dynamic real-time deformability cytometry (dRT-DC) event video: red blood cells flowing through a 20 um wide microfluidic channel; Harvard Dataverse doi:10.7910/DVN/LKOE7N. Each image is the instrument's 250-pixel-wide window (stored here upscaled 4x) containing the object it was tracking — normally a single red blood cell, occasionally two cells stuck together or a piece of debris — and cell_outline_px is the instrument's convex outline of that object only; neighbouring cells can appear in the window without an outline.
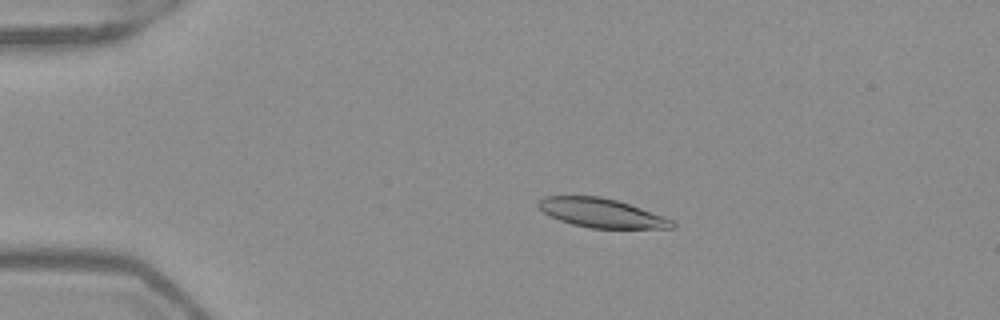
{"species": "Egyptian fruit bat (a non-hibernating species)", "species_latin": "Rousettus aegyptiacus", "temperature_condition": "warm", "stored_images_in_passage": 53, "camera_frame_rate_fps": 3000, "um_per_image_px": 0.085, "frame": {"image": 1, "passage_image": 12, "time_ms": 3.667, "image_size_px": [1000, 320], "cell_outline_px": [[676, 228], [588, 228], [572, 224], [560, 220], [544, 212], [536, 204], [544, 196], [600, 196], [616, 200], [640, 208], [672, 220], [676, 224]], "centroid_in_image_um": [51.11, 18.1], "position_along_channel_um": 33.9, "area_um2": 22.31}}
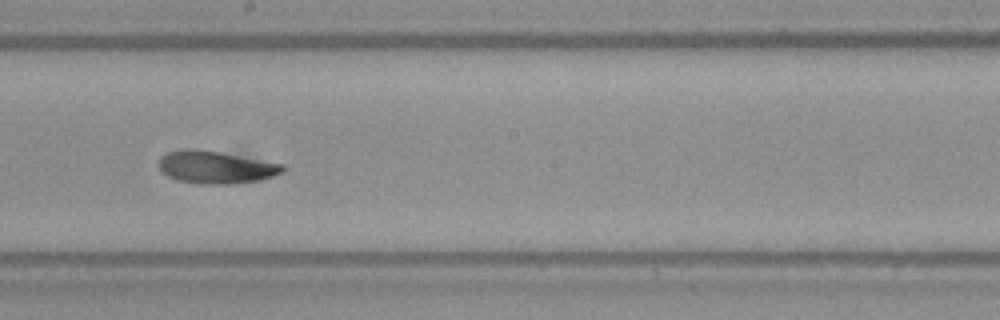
{"frame": {"image": 2, "passage_image": 31, "time_ms": 10.0, "image_size_px": [1000, 320], "cell_outline_px": [[288, 168], [284, 172], [272, 176], [256, 180], [228, 184], [196, 184], [176, 180], [168, 176], [160, 168], [160, 156], [168, 152], [184, 148], [188, 148], [220, 152], [284, 164]], "centroid_in_image_um": [18.35, 14.21], "position_along_channel_um": 229.8, "area_um2": 23.41}}
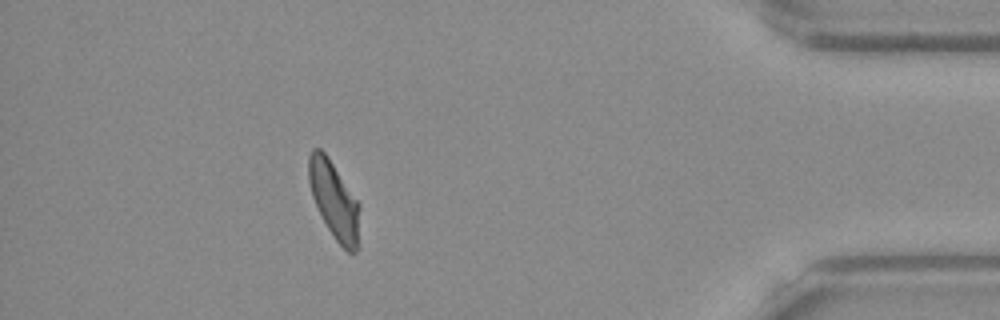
{"frame": {"image": 3, "passage_image": 48, "time_ms": 15.667, "image_size_px": [1000, 320], "cell_outline_px": [[360, 244], [356, 252], [348, 252], [336, 240], [328, 228], [312, 196], [308, 180], [308, 156], [312, 148], [320, 148], [328, 156], [360, 204]], "centroid_in_image_um": [28.43, 17.02], "position_along_channel_um": 406.8, "area_um2": 23.18}, "authors_computed_cell_mechanics": {"area_um2": 23.3512, "velocity_mm_per_s": 3.9356, "shape_relaxation_time_tau1_ms": 7.0837, "shape_relaxation_time_tau2_ms": 2.4601, "deformation_change_tau1": 0.2045, "deformation_change_tau2": 0.091}}